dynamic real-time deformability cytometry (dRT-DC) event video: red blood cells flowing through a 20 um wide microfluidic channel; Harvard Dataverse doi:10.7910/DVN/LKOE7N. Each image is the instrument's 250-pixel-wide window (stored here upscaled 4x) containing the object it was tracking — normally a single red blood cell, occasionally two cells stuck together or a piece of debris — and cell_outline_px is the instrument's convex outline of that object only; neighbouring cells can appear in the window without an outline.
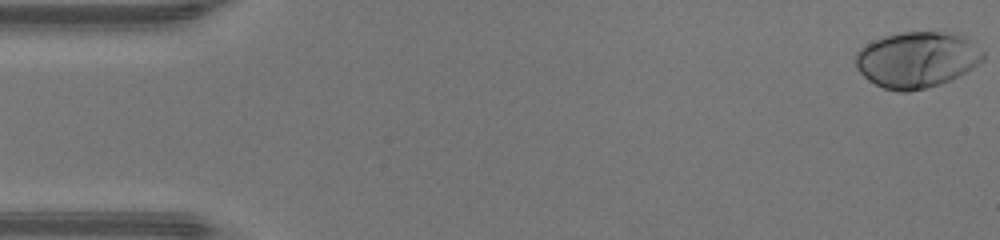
{"species": "human", "species_latin": "Homo sapiens", "temperature_condition": "warm", "stored_images_in_passage": 35, "camera_frame_rate_fps": 3000, "um_per_image_px": 0.085, "donor": {"sex": "male"}, "frame": {"image": 1, "passage_image": 1, "time_ms": 0.0, "image_size_px": [1000, 240], "cell_outline_px": [[984, 60], [972, 68], [940, 84], [908, 92], [896, 92], [884, 88], [868, 80], [856, 68], [856, 52], [860, 48], [872, 40], [884, 36], [900, 32], [960, 32], [984, 52]], "centroid_in_image_um": [77.93, 5.05], "position_along_channel_um": 7.1, "area_um2": 41.73}}
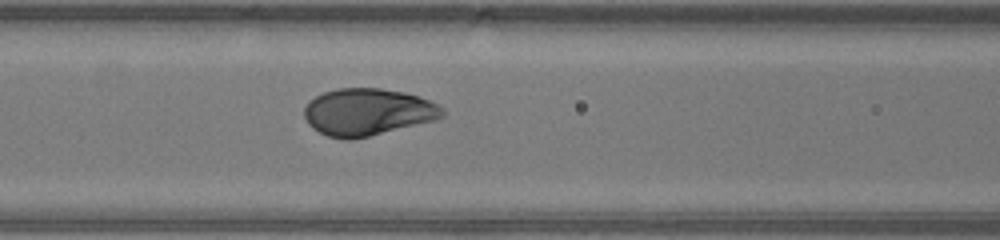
{"frame": {"image": 2, "passage_image": 20, "time_ms": 6.333, "image_size_px": [1000, 240], "cell_outline_px": [[444, 116], [436, 120], [368, 136], [348, 140], [344, 140], [328, 136], [312, 128], [308, 124], [304, 116], [304, 108], [308, 100], [324, 92], [336, 88], [380, 88], [404, 92], [440, 104], [444, 108]], "centroid_in_image_um": [31.24, 9.51], "position_along_channel_um": 135.4, "area_um2": 37.97}}
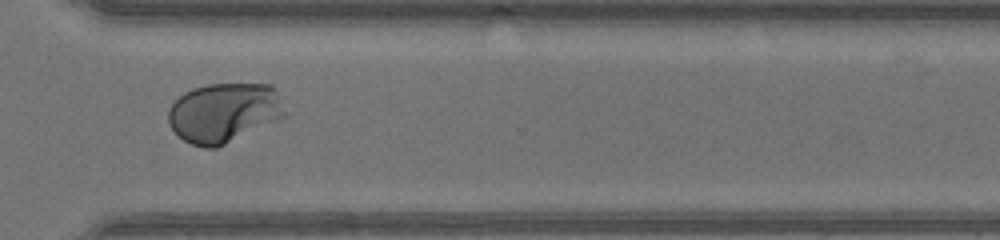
{"frame": {"image": 3, "passage_image": 35, "time_ms": 11.333, "image_size_px": [1000, 240], "cell_outline_px": [[284, 116], [216, 148], [204, 148], [192, 144], [184, 140], [168, 124], [168, 108], [184, 92], [192, 88], [208, 84], [272, 84], [276, 92], [284, 112]], "centroid_in_image_um": [18.97, 9.56], "position_along_channel_um": 351.6, "area_um2": 39.82}}